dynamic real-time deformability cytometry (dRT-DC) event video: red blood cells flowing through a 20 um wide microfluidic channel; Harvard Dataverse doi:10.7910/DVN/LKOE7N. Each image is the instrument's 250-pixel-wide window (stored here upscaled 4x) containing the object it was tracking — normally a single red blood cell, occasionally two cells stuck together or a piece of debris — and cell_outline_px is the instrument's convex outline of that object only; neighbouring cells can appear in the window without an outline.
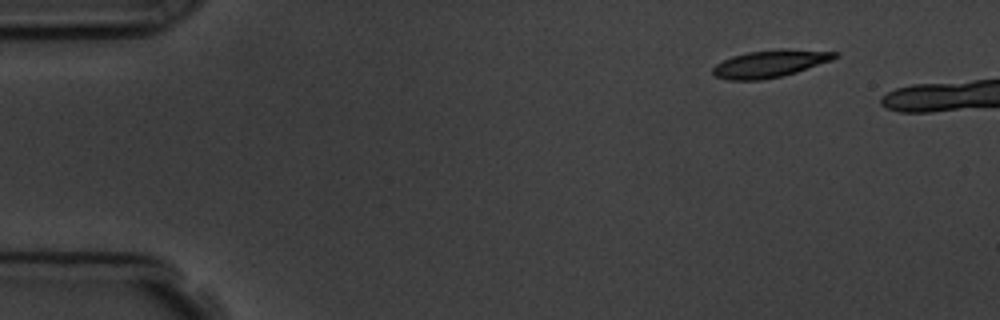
{"species": "common noctule bat (a hibernating species)", "species_latin": "Nyctalus noctula", "temperature_condition": "room temperature", "stored_images_in_passage": 2, "camera_frame_rate_fps": 3000, "um_per_image_px": 0.085, "animal": {"sex": "male", "body_mass_g": 19.5, "forearm_length_mm": 54.6}, "frame": {"image": 1, "passage_image": 1, "time_ms": 0.0, "image_size_px": [1000, 320], "cell_outline_px": [[840, 56], [832, 60], [796, 72], [780, 76], [760, 80], [728, 80], [712, 76], [712, 68], [716, 64], [732, 56], [748, 52], [776, 48], [788, 48], [840, 52]], "centroid_in_image_um": [65.46, 5.39], "position_along_channel_um": 19.5, "area_um2": 19.71}}